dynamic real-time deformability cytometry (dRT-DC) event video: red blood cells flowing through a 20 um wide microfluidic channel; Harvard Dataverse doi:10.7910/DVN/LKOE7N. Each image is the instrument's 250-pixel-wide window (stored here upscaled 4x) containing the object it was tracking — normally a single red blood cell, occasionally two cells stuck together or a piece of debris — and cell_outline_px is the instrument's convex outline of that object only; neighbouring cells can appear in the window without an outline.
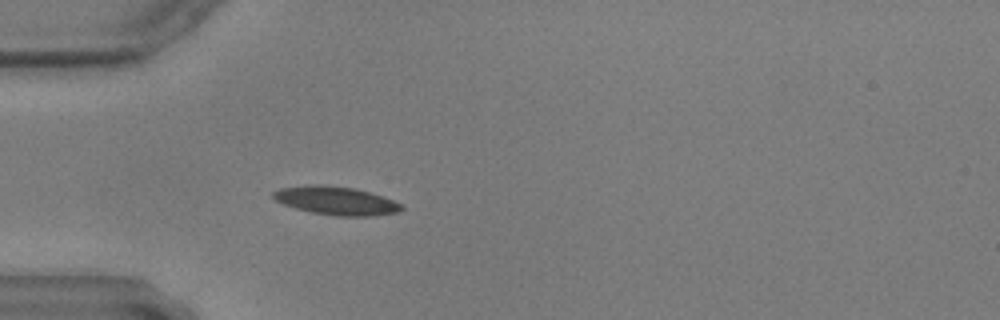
{"species": "common noctule bat (a hibernating species)", "species_latin": "Nyctalus noctula", "temperature_condition": "warm", "stored_images_in_passage": 58, "camera_frame_rate_fps": 3000, "um_per_image_px": 0.085, "animal": {"sex": "male", "body_mass_g": 17.9, "forearm_length_mm": 54.2}, "frame": {"image": 1, "passage_image": 17, "time_ms": 5.333, "image_size_px": [1000, 320], "cell_outline_px": [[404, 208], [400, 212], [372, 216], [336, 216], [312, 212], [296, 208], [284, 204], [276, 200], [272, 196], [272, 192], [280, 188], [308, 184], [320, 184], [356, 188], [404, 204]], "centroid_in_image_um": [28.58, 17.05], "position_along_channel_um": 56.4, "area_um2": 21.27}}
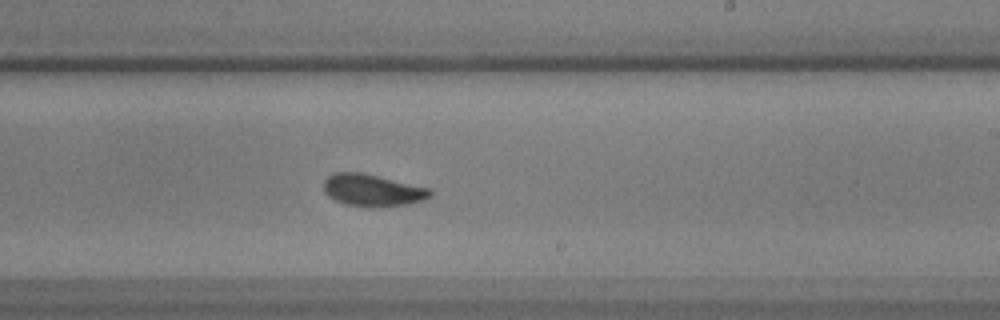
{"frame": {"image": 2, "passage_image": 35, "time_ms": 11.333, "image_size_px": [1000, 320], "cell_outline_px": [[432, 196], [424, 200], [408, 204], [344, 204], [328, 196], [324, 192], [324, 180], [332, 172], [360, 172], [432, 188]], "centroid_in_image_um": [31.67, 16.11], "position_along_channel_um": 257.3, "area_um2": 19.25}}
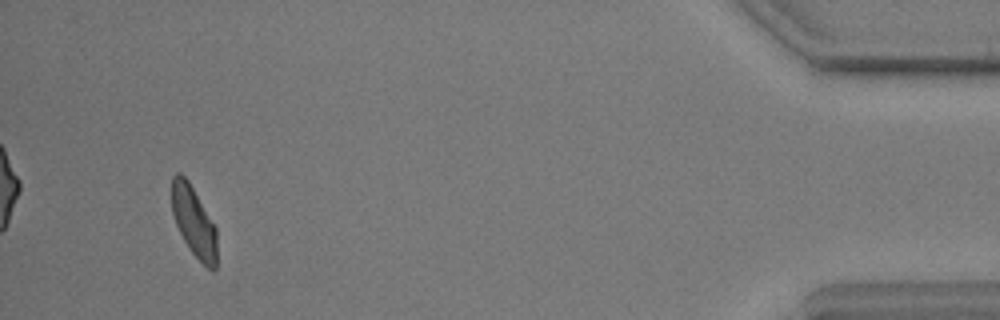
{"frame": {"image": 3, "passage_image": 55, "time_ms": 18.0, "image_size_px": [1000, 320], "cell_outline_px": [[216, 268], [212, 272], [192, 252], [184, 240], [176, 224], [172, 212], [172, 176], [176, 172], [180, 172], [188, 180], [216, 228]], "centroid_in_image_um": [16.46, 18.82], "position_along_channel_um": 418.7, "area_um2": 18.15}}